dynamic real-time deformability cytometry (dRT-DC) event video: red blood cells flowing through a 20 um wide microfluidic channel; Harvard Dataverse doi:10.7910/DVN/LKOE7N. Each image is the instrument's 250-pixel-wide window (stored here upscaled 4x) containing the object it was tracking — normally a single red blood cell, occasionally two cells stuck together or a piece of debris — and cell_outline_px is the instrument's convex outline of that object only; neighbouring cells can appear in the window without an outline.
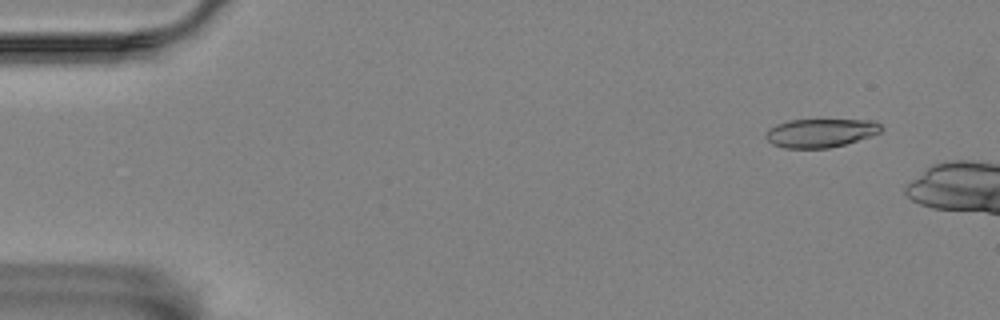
{"species": "Egyptian fruit bat (a non-hibernating species)", "species_latin": "Rousettus aegyptiacus", "temperature_condition": "room temperature", "stored_images_in_passage": 9, "camera_frame_rate_fps": 3000, "um_per_image_px": 0.085, "animal": {"sex": "female"}, "frame": {"image": 1, "passage_image": 2, "time_ms": 0.333, "image_size_px": [1000, 320], "cell_outline_px": [[884, 128], [880, 132], [872, 136], [844, 144], [828, 148], [784, 148], [772, 144], [764, 136], [768, 128], [776, 124], [788, 120], [876, 120]], "centroid_in_image_um": [69.74, 11.29], "position_along_channel_um": 15.3, "area_um2": 19.36}}